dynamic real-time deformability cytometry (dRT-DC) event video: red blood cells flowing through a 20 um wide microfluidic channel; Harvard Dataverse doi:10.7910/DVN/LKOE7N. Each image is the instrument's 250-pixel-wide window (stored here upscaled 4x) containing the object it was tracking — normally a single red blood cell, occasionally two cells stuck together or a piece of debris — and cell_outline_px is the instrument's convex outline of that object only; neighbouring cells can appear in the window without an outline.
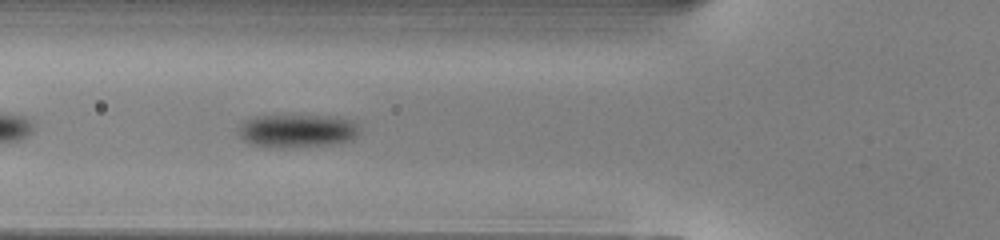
{"species": "common noctule bat (a hibernating species)", "species_latin": "Nyctalus noctula", "temperature_condition": "warm", "stored_images_in_passage": 39, "camera_frame_rate_fps": 3000, "um_per_image_px": 0.085, "animal": {"sex": "male", "body_mass_g": 13.0, "forearm_length_mm": 53.1}, "frame": {"image": 1, "passage_image": 6, "time_ms": 1.667, "image_size_px": [1000, 240], "cell_outline_px": [[360, 132], [352, 140], [332, 144], [280, 148], [268, 148], [248, 144], [240, 136], [240, 124], [244, 120], [256, 116], [328, 116], [352, 120], [356, 124]], "centroid_in_image_um": [25.23, 11.14], "position_along_channel_um": 100.6, "area_um2": 23.47}}
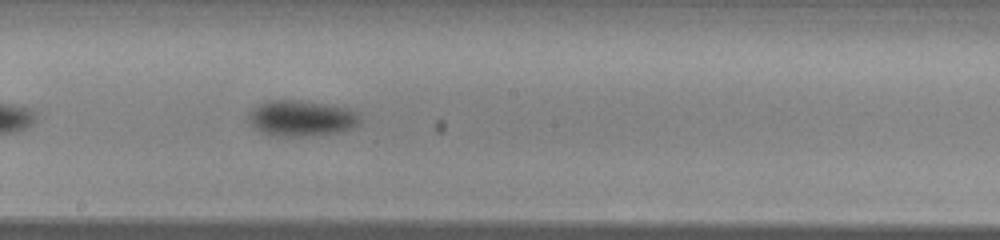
{"frame": {"image": 2, "passage_image": 15, "time_ms": 4.667, "image_size_px": [1000, 240], "cell_outline_px": [[360, 124], [352, 128], [340, 132], [304, 136], [276, 136], [260, 132], [252, 124], [248, 116], [248, 112], [252, 108], [268, 100], [300, 100], [348, 108], [356, 112], [360, 116]], "centroid_in_image_um": [25.62, 10.05], "position_along_channel_um": 222.6, "area_um2": 23.24}}
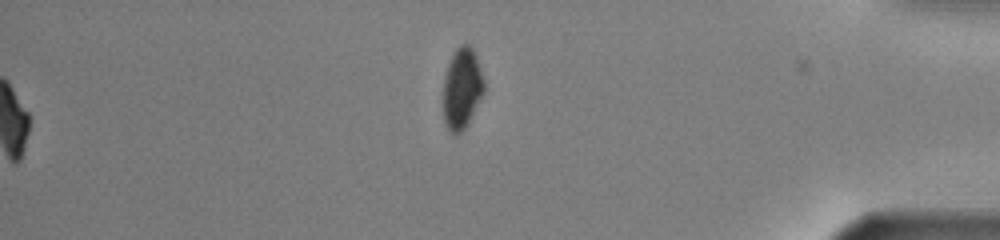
{"frame": {"image": 3, "passage_image": 39, "time_ms": 12.667, "image_size_px": [1000, 240], "cell_outline_px": [[484, 92], [468, 124], [460, 136], [456, 136], [448, 128], [444, 120], [444, 76], [448, 64], [456, 48], [460, 44], [468, 44], [472, 48], [476, 56], [484, 80]], "centroid_in_image_um": [39.27, 7.54], "position_along_channel_um": 395.9, "area_um2": 19.25}, "authors_computed_cell_mechanics": {"area_um2": 21.386, "velocity_mm_per_s": 4.0727, "shape_relaxation_time_tau1_ms": 1.4373, "shape_relaxation_time_tau2_ms": null, "deformation_change_tau1": 0.0973, "deformation_change_tau2": null}}